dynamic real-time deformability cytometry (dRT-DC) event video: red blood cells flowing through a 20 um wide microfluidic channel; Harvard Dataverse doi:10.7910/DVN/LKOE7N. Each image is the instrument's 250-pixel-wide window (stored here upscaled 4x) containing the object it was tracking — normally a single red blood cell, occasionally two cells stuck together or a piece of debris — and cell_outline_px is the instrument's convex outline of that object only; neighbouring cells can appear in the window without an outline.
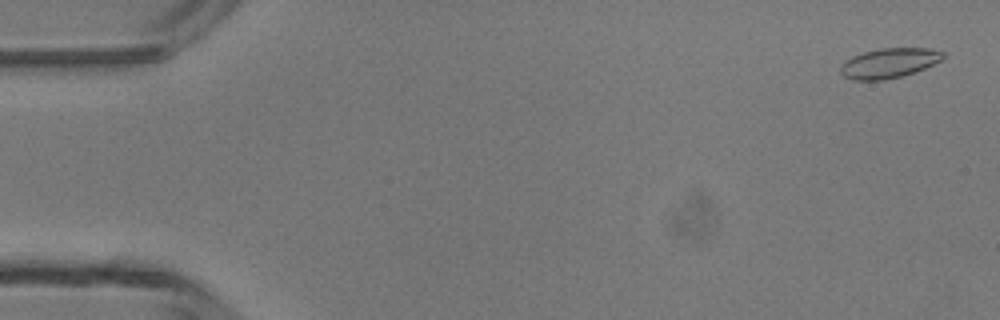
{"species": "common noctule bat (a hibernating species)", "species_latin": "Nyctalus noctula", "temperature_condition": "room temperature", "stored_images_in_passage": 3, "camera_frame_rate_fps": 3000, "um_per_image_px": 0.085, "animal": {"sex": "male", "body_mass_g": 13.3}, "frame": {"image": 1, "passage_image": 1, "time_ms": 0.0, "image_size_px": [1000, 320], "cell_outline_px": [[944, 56], [940, 60], [916, 72], [884, 80], [852, 80], [844, 76], [840, 72], [840, 64], [844, 60], [852, 56], [864, 52], [880, 48], [932, 48], [944, 52]], "centroid_in_image_um": [75.53, 5.36], "position_along_channel_um": 9.5, "area_um2": 17.86}}